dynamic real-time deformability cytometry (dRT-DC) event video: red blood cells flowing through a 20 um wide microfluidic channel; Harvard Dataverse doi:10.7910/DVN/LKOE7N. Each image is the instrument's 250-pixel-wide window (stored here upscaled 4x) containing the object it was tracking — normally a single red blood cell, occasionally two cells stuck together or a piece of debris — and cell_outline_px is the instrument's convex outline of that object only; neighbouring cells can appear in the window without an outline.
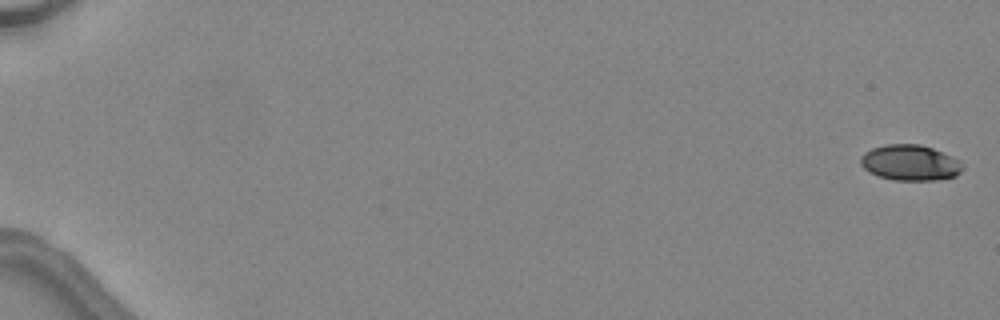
{"species": "common noctule bat (a hibernating species)", "species_latin": "Nyctalus noctula", "temperature_condition": "warm", "stored_images_in_passage": 48, "camera_frame_rate_fps": 3000, "um_per_image_px": 0.085, "animal": {"sex": "female", "body_mass_g": 24.6, "forearm_length_mm": 56.2}, "frame": {"image": 1, "passage_image": 1, "time_ms": 0.0, "image_size_px": [1000, 320], "cell_outline_px": [[964, 168], [956, 176], [936, 180], [892, 180], [868, 172], [860, 164], [860, 156], [864, 152], [872, 148], [884, 144], [920, 144], [932, 148], [952, 156], [960, 160], [964, 164]], "centroid_in_image_um": [77.36, 13.83], "position_along_channel_um": 7.6, "area_um2": 21.44}}
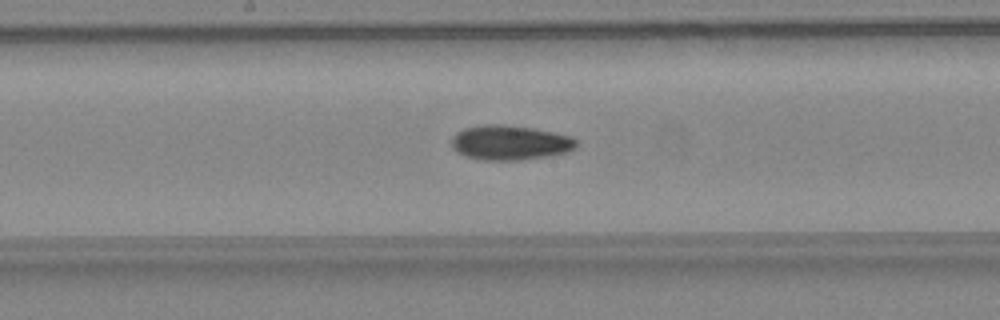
{"frame": {"image": 2, "passage_image": 28, "time_ms": 9.0, "image_size_px": [1000, 320], "cell_outline_px": [[576, 148], [564, 152], [548, 156], [516, 160], [484, 160], [464, 156], [456, 152], [452, 148], [452, 136], [456, 132], [464, 128], [484, 124], [504, 124], [536, 128], [572, 136], [576, 140]], "centroid_in_image_um": [43.32, 12.11], "position_along_channel_um": 204.9, "area_um2": 25.43}}
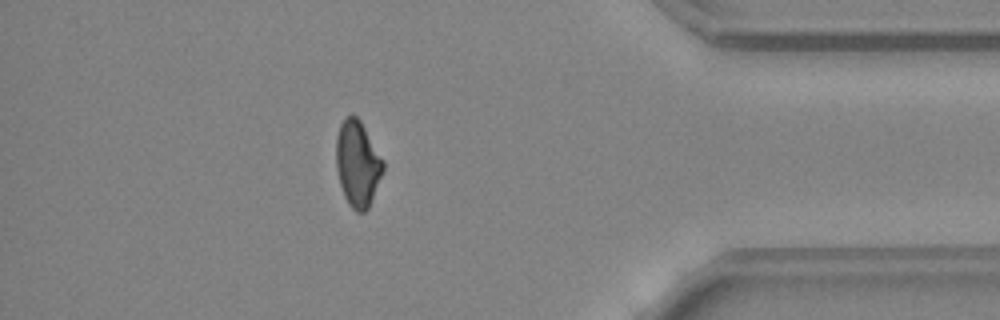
{"frame": {"image": 3, "passage_image": 43, "time_ms": 14.0, "image_size_px": [1000, 320], "cell_outline_px": [[384, 168], [368, 208], [364, 212], [356, 212], [348, 204], [344, 196], [340, 184], [336, 168], [336, 136], [340, 124], [352, 112], [360, 120], [384, 160]], "centroid_in_image_um": [30.38, 13.9], "position_along_channel_um": 404.8, "area_um2": 23.47}, "authors_computed_cell_mechanics": {"area_um2": 23.4668, "velocity_mm_per_s": 4.5782, "shape_relaxation_time_tau1_ms": 6.7279, "shape_relaxation_time_tau2_ms": 9.8417, "deformation_change_tau1": 0.1975, "deformation_change_tau2": 0.2085}}